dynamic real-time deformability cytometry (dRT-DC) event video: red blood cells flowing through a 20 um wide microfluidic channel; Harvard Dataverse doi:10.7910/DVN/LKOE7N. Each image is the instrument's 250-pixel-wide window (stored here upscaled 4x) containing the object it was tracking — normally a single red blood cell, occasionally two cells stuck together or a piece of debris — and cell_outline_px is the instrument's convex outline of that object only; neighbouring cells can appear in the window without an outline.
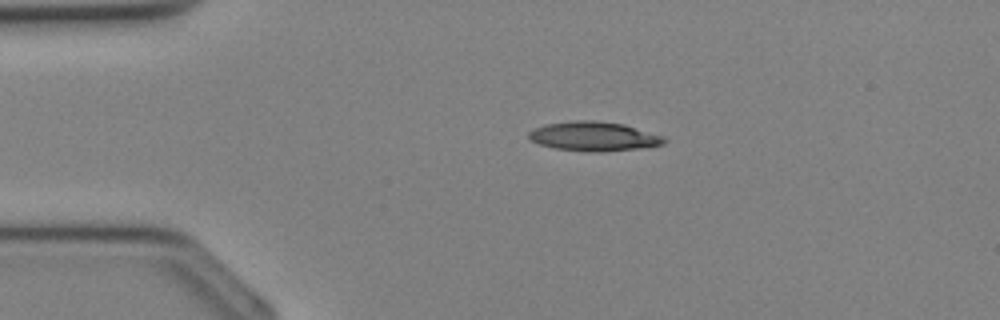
{"species": "Egyptian fruit bat (a non-hibernating species)", "species_latin": "Rousettus aegyptiacus", "temperature_condition": "cold", "stored_images_in_passage": 24, "camera_frame_rate_fps": 3000, "um_per_image_px": 0.085, "animal": {"sex": "female"}, "frame": {"image": 1, "passage_image": 1, "time_ms": 0.0, "image_size_px": [1000, 320], "cell_outline_px": [[668, 140], [664, 144], [636, 148], [604, 152], [588, 152], [556, 148], [540, 144], [532, 140], [528, 136], [528, 132], [544, 124], [572, 120], [596, 120], [624, 124], [664, 136]], "centroid_in_image_um": [50.48, 11.58], "position_along_channel_um": 34.5, "area_um2": 23.12}}
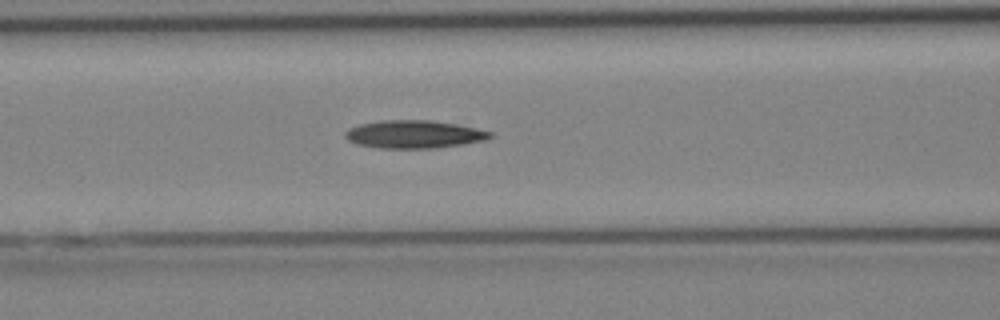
{"frame": {"image": 2, "passage_image": 8, "time_ms": 2.333, "image_size_px": [1000, 320], "cell_outline_px": [[492, 136], [488, 140], [432, 148], [380, 148], [356, 144], [348, 140], [344, 136], [344, 132], [348, 128], [360, 124], [380, 120], [428, 120], [456, 124], [476, 128], [492, 132]], "centroid_in_image_um": [35.16, 11.41], "position_along_channel_um": 131.4, "area_um2": 23.52}}
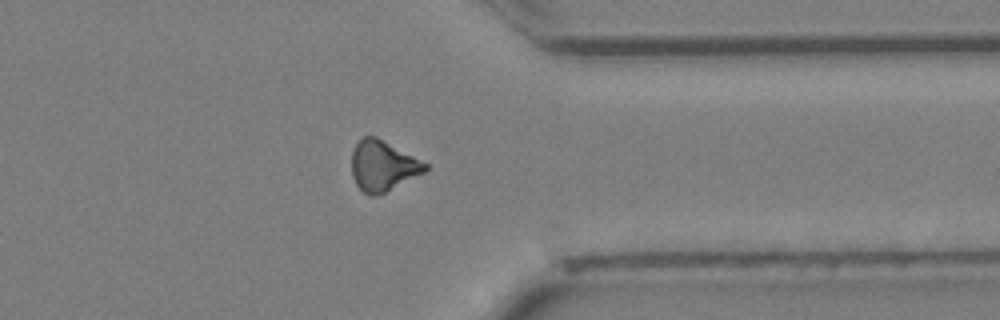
{"frame": {"image": 3, "passage_image": 21, "time_ms": 6.667, "image_size_px": [1000, 320], "cell_outline_px": [[428, 168], [424, 172], [376, 196], [368, 196], [356, 184], [352, 176], [352, 152], [356, 144], [364, 136], [376, 136], [428, 164]], "centroid_in_image_um": [32.51, 14.09], "position_along_channel_um": 378.9, "area_um2": 21.21}}